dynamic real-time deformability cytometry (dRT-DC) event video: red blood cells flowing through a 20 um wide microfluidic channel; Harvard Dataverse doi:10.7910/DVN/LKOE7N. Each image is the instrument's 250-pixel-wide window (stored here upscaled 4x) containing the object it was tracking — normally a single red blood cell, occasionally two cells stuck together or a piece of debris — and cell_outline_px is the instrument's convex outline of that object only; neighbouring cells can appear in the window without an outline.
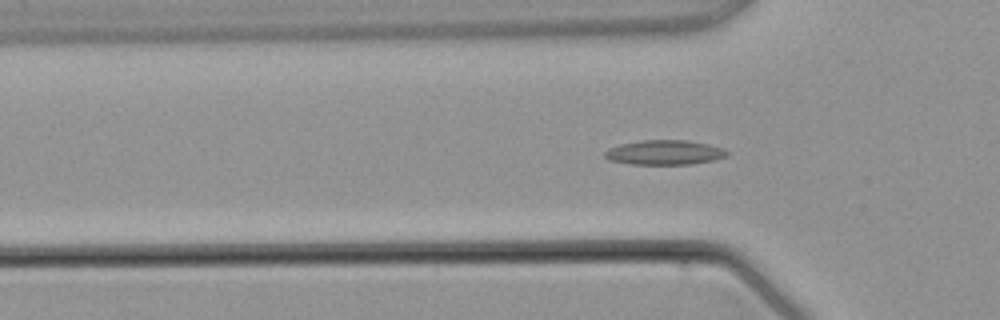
{"species": "common noctule bat (a hibernating species)", "species_latin": "Nyctalus noctula", "temperature_condition": "warm", "stored_images_in_passage": 4, "camera_frame_rate_fps": 3000, "um_per_image_px": 0.085, "animal": {"sex": "male", "body_mass_g": 21.5, "forearm_length_mm": 52.0}, "frame": {"image": 1, "passage_image": 4, "time_ms": 4.667, "image_size_px": [1000, 320], "cell_outline_px": [[728, 156], [712, 160], [692, 164], [632, 164], [608, 160], [604, 156], [604, 152], [608, 148], [620, 144], [640, 140], [688, 140], [708, 144], [720, 148], [728, 152]], "centroid_in_image_um": [56.44, 12.95], "position_along_channel_um": 69.4, "area_um2": 17.51}}